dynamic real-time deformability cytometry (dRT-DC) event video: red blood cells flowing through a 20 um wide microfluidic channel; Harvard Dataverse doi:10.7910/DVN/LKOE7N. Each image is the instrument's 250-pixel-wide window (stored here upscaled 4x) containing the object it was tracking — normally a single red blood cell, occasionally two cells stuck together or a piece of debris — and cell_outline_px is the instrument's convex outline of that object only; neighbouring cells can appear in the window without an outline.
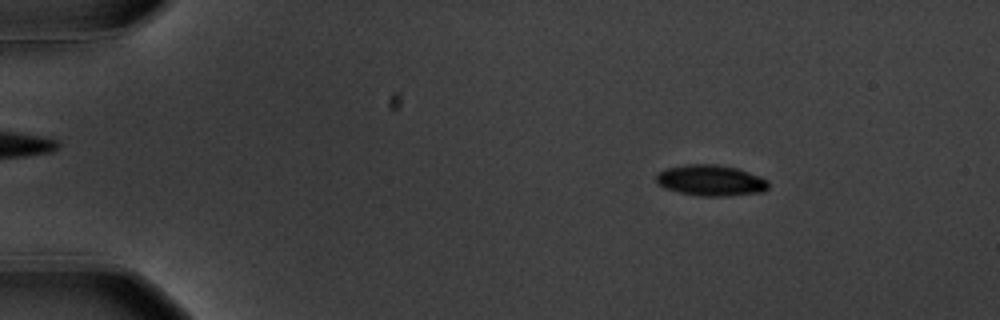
{"species": "common noctule bat (a hibernating species)", "species_latin": "Nyctalus noctula", "temperature_condition": "warm", "stored_images_in_passage": 58, "camera_frame_rate_fps": 3000, "um_per_image_px": 0.085, "animal": {"sex": "male", "body_mass_g": 20.1, "forearm_length_mm": 53.5}, "frame": {"image": 1, "passage_image": 9, "time_ms": 2.667, "image_size_px": [1000, 320], "cell_outline_px": [[768, 188], [764, 192], [724, 196], [700, 196], [680, 192], [664, 188], [656, 184], [656, 176], [664, 168], [688, 164], [716, 164], [736, 168], [760, 176], [768, 180]], "centroid_in_image_um": [60.4, 15.33], "position_along_channel_um": 24.6, "area_um2": 20.29}}
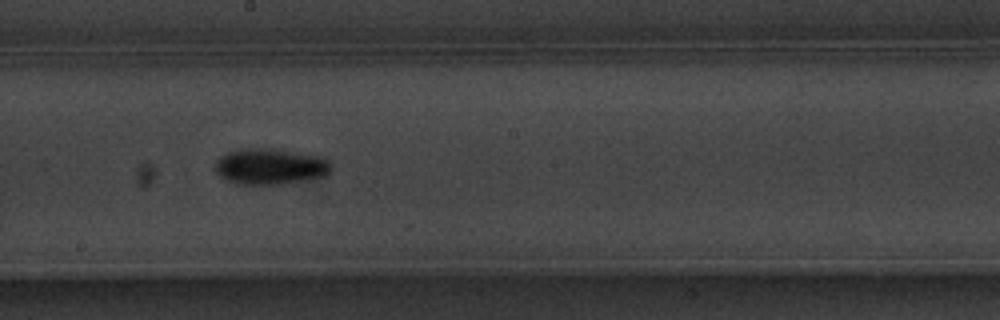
{"frame": {"image": 2, "passage_image": 33, "time_ms": 10.667, "image_size_px": [1000, 320], "cell_outline_px": [[332, 168], [324, 176], [280, 184], [236, 184], [220, 176], [216, 172], [216, 160], [220, 156], [228, 152], [240, 148], [272, 148], [324, 156], [328, 160]], "centroid_in_image_um": [22.97, 14.13], "position_along_channel_um": 225.2, "area_um2": 24.39}}
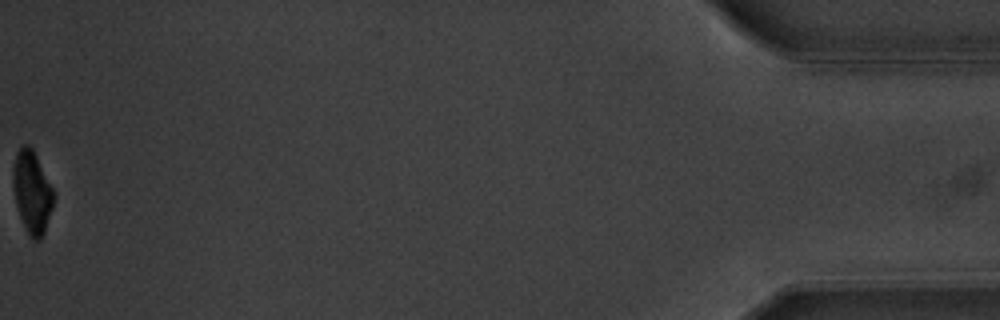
{"frame": {"image": 3, "passage_image": 58, "time_ms": 19.0, "image_size_px": [1000, 320], "cell_outline_px": [[52, 208], [44, 232], [40, 240], [32, 240], [28, 236], [20, 216], [16, 204], [12, 184], [12, 168], [16, 152], [24, 144], [28, 144], [32, 148], [52, 188]], "centroid_in_image_um": [2.68, 16.33], "position_along_channel_um": 432.5, "area_um2": 19.19}, "authors_computed_cell_mechanics": {"area_um2": 20.9814, "velocity_mm_per_s": 3.5849, "shape_relaxation_time_tau1_ms": 2.7458, "shape_relaxation_time_tau2_ms": null, "deformation_change_tau1": 0.1351, "deformation_change_tau2": null}}